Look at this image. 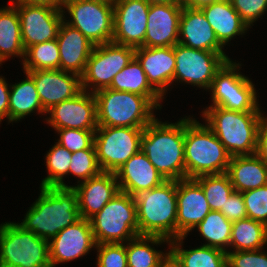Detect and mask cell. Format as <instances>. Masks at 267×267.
Wrapping results in <instances>:
<instances>
[{
	"label": "cell",
	"mask_w": 267,
	"mask_h": 267,
	"mask_svg": "<svg viewBox=\"0 0 267 267\" xmlns=\"http://www.w3.org/2000/svg\"><path fill=\"white\" fill-rule=\"evenodd\" d=\"M71 158L69 174L81 179L78 180V184L96 177L102 172L97 162L95 145L90 149L73 152Z\"/></svg>",
	"instance_id": "cell-38"
},
{
	"label": "cell",
	"mask_w": 267,
	"mask_h": 267,
	"mask_svg": "<svg viewBox=\"0 0 267 267\" xmlns=\"http://www.w3.org/2000/svg\"><path fill=\"white\" fill-rule=\"evenodd\" d=\"M267 245V226L250 218L232 223L229 247L233 251L264 249Z\"/></svg>",
	"instance_id": "cell-33"
},
{
	"label": "cell",
	"mask_w": 267,
	"mask_h": 267,
	"mask_svg": "<svg viewBox=\"0 0 267 267\" xmlns=\"http://www.w3.org/2000/svg\"><path fill=\"white\" fill-rule=\"evenodd\" d=\"M134 57L135 48L131 46L114 42L95 45L81 76L82 90L95 93L109 88L114 76Z\"/></svg>",
	"instance_id": "cell-10"
},
{
	"label": "cell",
	"mask_w": 267,
	"mask_h": 267,
	"mask_svg": "<svg viewBox=\"0 0 267 267\" xmlns=\"http://www.w3.org/2000/svg\"><path fill=\"white\" fill-rule=\"evenodd\" d=\"M210 211L202 187L194 179L177 180V238L187 237Z\"/></svg>",
	"instance_id": "cell-19"
},
{
	"label": "cell",
	"mask_w": 267,
	"mask_h": 267,
	"mask_svg": "<svg viewBox=\"0 0 267 267\" xmlns=\"http://www.w3.org/2000/svg\"><path fill=\"white\" fill-rule=\"evenodd\" d=\"M140 236L177 238V180H166L150 190L133 195Z\"/></svg>",
	"instance_id": "cell-3"
},
{
	"label": "cell",
	"mask_w": 267,
	"mask_h": 267,
	"mask_svg": "<svg viewBox=\"0 0 267 267\" xmlns=\"http://www.w3.org/2000/svg\"><path fill=\"white\" fill-rule=\"evenodd\" d=\"M256 154L267 163V118L263 114H261L257 130Z\"/></svg>",
	"instance_id": "cell-45"
},
{
	"label": "cell",
	"mask_w": 267,
	"mask_h": 267,
	"mask_svg": "<svg viewBox=\"0 0 267 267\" xmlns=\"http://www.w3.org/2000/svg\"><path fill=\"white\" fill-rule=\"evenodd\" d=\"M185 236H180L168 244L170 257L179 267H227L226 252L215 247L200 246L183 249Z\"/></svg>",
	"instance_id": "cell-28"
},
{
	"label": "cell",
	"mask_w": 267,
	"mask_h": 267,
	"mask_svg": "<svg viewBox=\"0 0 267 267\" xmlns=\"http://www.w3.org/2000/svg\"><path fill=\"white\" fill-rule=\"evenodd\" d=\"M65 9L70 15V21L64 22L81 31L94 45L112 42L114 8L113 2L99 0H76L67 4Z\"/></svg>",
	"instance_id": "cell-12"
},
{
	"label": "cell",
	"mask_w": 267,
	"mask_h": 267,
	"mask_svg": "<svg viewBox=\"0 0 267 267\" xmlns=\"http://www.w3.org/2000/svg\"><path fill=\"white\" fill-rule=\"evenodd\" d=\"M72 188L77 193L80 217L87 220L120 192L115 173L109 172H101Z\"/></svg>",
	"instance_id": "cell-22"
},
{
	"label": "cell",
	"mask_w": 267,
	"mask_h": 267,
	"mask_svg": "<svg viewBox=\"0 0 267 267\" xmlns=\"http://www.w3.org/2000/svg\"><path fill=\"white\" fill-rule=\"evenodd\" d=\"M194 180L202 187L212 211H220L235 191L227 173L203 175Z\"/></svg>",
	"instance_id": "cell-37"
},
{
	"label": "cell",
	"mask_w": 267,
	"mask_h": 267,
	"mask_svg": "<svg viewBox=\"0 0 267 267\" xmlns=\"http://www.w3.org/2000/svg\"><path fill=\"white\" fill-rule=\"evenodd\" d=\"M135 58L144 70L148 82L163 97L173 84L175 54L173 47H137Z\"/></svg>",
	"instance_id": "cell-21"
},
{
	"label": "cell",
	"mask_w": 267,
	"mask_h": 267,
	"mask_svg": "<svg viewBox=\"0 0 267 267\" xmlns=\"http://www.w3.org/2000/svg\"><path fill=\"white\" fill-rule=\"evenodd\" d=\"M0 267H51L49 241L17 223L1 224Z\"/></svg>",
	"instance_id": "cell-8"
},
{
	"label": "cell",
	"mask_w": 267,
	"mask_h": 267,
	"mask_svg": "<svg viewBox=\"0 0 267 267\" xmlns=\"http://www.w3.org/2000/svg\"><path fill=\"white\" fill-rule=\"evenodd\" d=\"M150 5L167 4L178 2V0H145Z\"/></svg>",
	"instance_id": "cell-50"
},
{
	"label": "cell",
	"mask_w": 267,
	"mask_h": 267,
	"mask_svg": "<svg viewBox=\"0 0 267 267\" xmlns=\"http://www.w3.org/2000/svg\"><path fill=\"white\" fill-rule=\"evenodd\" d=\"M182 8L179 2L150 5L144 47H173L178 43Z\"/></svg>",
	"instance_id": "cell-20"
},
{
	"label": "cell",
	"mask_w": 267,
	"mask_h": 267,
	"mask_svg": "<svg viewBox=\"0 0 267 267\" xmlns=\"http://www.w3.org/2000/svg\"><path fill=\"white\" fill-rule=\"evenodd\" d=\"M178 43L189 48L225 53L224 47L217 40L212 26L200 9L182 8Z\"/></svg>",
	"instance_id": "cell-23"
},
{
	"label": "cell",
	"mask_w": 267,
	"mask_h": 267,
	"mask_svg": "<svg viewBox=\"0 0 267 267\" xmlns=\"http://www.w3.org/2000/svg\"><path fill=\"white\" fill-rule=\"evenodd\" d=\"M97 267H127L125 243L97 244Z\"/></svg>",
	"instance_id": "cell-41"
},
{
	"label": "cell",
	"mask_w": 267,
	"mask_h": 267,
	"mask_svg": "<svg viewBox=\"0 0 267 267\" xmlns=\"http://www.w3.org/2000/svg\"><path fill=\"white\" fill-rule=\"evenodd\" d=\"M196 227L201 237L207 241L204 246L227 252L231 241L232 222L223 213L211 210Z\"/></svg>",
	"instance_id": "cell-34"
},
{
	"label": "cell",
	"mask_w": 267,
	"mask_h": 267,
	"mask_svg": "<svg viewBox=\"0 0 267 267\" xmlns=\"http://www.w3.org/2000/svg\"><path fill=\"white\" fill-rule=\"evenodd\" d=\"M221 0H178V2L186 8L200 9L206 5H210Z\"/></svg>",
	"instance_id": "cell-47"
},
{
	"label": "cell",
	"mask_w": 267,
	"mask_h": 267,
	"mask_svg": "<svg viewBox=\"0 0 267 267\" xmlns=\"http://www.w3.org/2000/svg\"><path fill=\"white\" fill-rule=\"evenodd\" d=\"M119 190L133 196L141 190H150L163 184L166 179L140 150L115 172Z\"/></svg>",
	"instance_id": "cell-25"
},
{
	"label": "cell",
	"mask_w": 267,
	"mask_h": 267,
	"mask_svg": "<svg viewBox=\"0 0 267 267\" xmlns=\"http://www.w3.org/2000/svg\"><path fill=\"white\" fill-rule=\"evenodd\" d=\"M46 114V122L54 130L62 128L96 131L97 103L94 93L82 90L74 98L54 105Z\"/></svg>",
	"instance_id": "cell-16"
},
{
	"label": "cell",
	"mask_w": 267,
	"mask_h": 267,
	"mask_svg": "<svg viewBox=\"0 0 267 267\" xmlns=\"http://www.w3.org/2000/svg\"><path fill=\"white\" fill-rule=\"evenodd\" d=\"M99 1H103V2H114V0H99Z\"/></svg>",
	"instance_id": "cell-52"
},
{
	"label": "cell",
	"mask_w": 267,
	"mask_h": 267,
	"mask_svg": "<svg viewBox=\"0 0 267 267\" xmlns=\"http://www.w3.org/2000/svg\"><path fill=\"white\" fill-rule=\"evenodd\" d=\"M201 113L206 125L231 156L256 153L257 130L262 112H239L209 106Z\"/></svg>",
	"instance_id": "cell-5"
},
{
	"label": "cell",
	"mask_w": 267,
	"mask_h": 267,
	"mask_svg": "<svg viewBox=\"0 0 267 267\" xmlns=\"http://www.w3.org/2000/svg\"><path fill=\"white\" fill-rule=\"evenodd\" d=\"M34 80L43 109L47 112L54 105L74 98L82 91L81 77L57 70L25 71Z\"/></svg>",
	"instance_id": "cell-18"
},
{
	"label": "cell",
	"mask_w": 267,
	"mask_h": 267,
	"mask_svg": "<svg viewBox=\"0 0 267 267\" xmlns=\"http://www.w3.org/2000/svg\"><path fill=\"white\" fill-rule=\"evenodd\" d=\"M54 146L46 154V168L48 175L40 184V187H64L72 188L64 183L63 177L69 175V166L72 153L55 142Z\"/></svg>",
	"instance_id": "cell-36"
},
{
	"label": "cell",
	"mask_w": 267,
	"mask_h": 267,
	"mask_svg": "<svg viewBox=\"0 0 267 267\" xmlns=\"http://www.w3.org/2000/svg\"><path fill=\"white\" fill-rule=\"evenodd\" d=\"M170 243L159 236H137L126 244L127 267H161L170 257L169 251L164 253L156 250L154 245ZM151 245H150V244Z\"/></svg>",
	"instance_id": "cell-32"
},
{
	"label": "cell",
	"mask_w": 267,
	"mask_h": 267,
	"mask_svg": "<svg viewBox=\"0 0 267 267\" xmlns=\"http://www.w3.org/2000/svg\"><path fill=\"white\" fill-rule=\"evenodd\" d=\"M13 5H27V4H48L50 0H10Z\"/></svg>",
	"instance_id": "cell-48"
},
{
	"label": "cell",
	"mask_w": 267,
	"mask_h": 267,
	"mask_svg": "<svg viewBox=\"0 0 267 267\" xmlns=\"http://www.w3.org/2000/svg\"><path fill=\"white\" fill-rule=\"evenodd\" d=\"M60 135L58 144L71 153L90 149L94 145L95 131L62 128L55 130Z\"/></svg>",
	"instance_id": "cell-40"
},
{
	"label": "cell",
	"mask_w": 267,
	"mask_h": 267,
	"mask_svg": "<svg viewBox=\"0 0 267 267\" xmlns=\"http://www.w3.org/2000/svg\"><path fill=\"white\" fill-rule=\"evenodd\" d=\"M98 127L145 128L158 109L147 97L105 88L94 93Z\"/></svg>",
	"instance_id": "cell-6"
},
{
	"label": "cell",
	"mask_w": 267,
	"mask_h": 267,
	"mask_svg": "<svg viewBox=\"0 0 267 267\" xmlns=\"http://www.w3.org/2000/svg\"><path fill=\"white\" fill-rule=\"evenodd\" d=\"M10 85L4 77L0 76V123L4 118H7L9 123V93Z\"/></svg>",
	"instance_id": "cell-46"
},
{
	"label": "cell",
	"mask_w": 267,
	"mask_h": 267,
	"mask_svg": "<svg viewBox=\"0 0 267 267\" xmlns=\"http://www.w3.org/2000/svg\"><path fill=\"white\" fill-rule=\"evenodd\" d=\"M161 267H179L175 261L169 257L162 265Z\"/></svg>",
	"instance_id": "cell-51"
},
{
	"label": "cell",
	"mask_w": 267,
	"mask_h": 267,
	"mask_svg": "<svg viewBox=\"0 0 267 267\" xmlns=\"http://www.w3.org/2000/svg\"><path fill=\"white\" fill-rule=\"evenodd\" d=\"M89 221L97 244L126 243L139 236L134 198L121 191Z\"/></svg>",
	"instance_id": "cell-7"
},
{
	"label": "cell",
	"mask_w": 267,
	"mask_h": 267,
	"mask_svg": "<svg viewBox=\"0 0 267 267\" xmlns=\"http://www.w3.org/2000/svg\"><path fill=\"white\" fill-rule=\"evenodd\" d=\"M227 267H267V252L262 249L227 251Z\"/></svg>",
	"instance_id": "cell-42"
},
{
	"label": "cell",
	"mask_w": 267,
	"mask_h": 267,
	"mask_svg": "<svg viewBox=\"0 0 267 267\" xmlns=\"http://www.w3.org/2000/svg\"><path fill=\"white\" fill-rule=\"evenodd\" d=\"M185 117L176 123L155 118L143 131L140 150L166 180L185 179Z\"/></svg>",
	"instance_id": "cell-2"
},
{
	"label": "cell",
	"mask_w": 267,
	"mask_h": 267,
	"mask_svg": "<svg viewBox=\"0 0 267 267\" xmlns=\"http://www.w3.org/2000/svg\"><path fill=\"white\" fill-rule=\"evenodd\" d=\"M27 76L25 80L10 85L9 93V123L20 121L31 113H47L42 106L33 78Z\"/></svg>",
	"instance_id": "cell-30"
},
{
	"label": "cell",
	"mask_w": 267,
	"mask_h": 267,
	"mask_svg": "<svg viewBox=\"0 0 267 267\" xmlns=\"http://www.w3.org/2000/svg\"><path fill=\"white\" fill-rule=\"evenodd\" d=\"M220 212L232 223L247 218V211L242 193L234 191L226 201L224 207L221 208Z\"/></svg>",
	"instance_id": "cell-44"
},
{
	"label": "cell",
	"mask_w": 267,
	"mask_h": 267,
	"mask_svg": "<svg viewBox=\"0 0 267 267\" xmlns=\"http://www.w3.org/2000/svg\"><path fill=\"white\" fill-rule=\"evenodd\" d=\"M75 1L76 0H50V5L62 10L67 4Z\"/></svg>",
	"instance_id": "cell-49"
},
{
	"label": "cell",
	"mask_w": 267,
	"mask_h": 267,
	"mask_svg": "<svg viewBox=\"0 0 267 267\" xmlns=\"http://www.w3.org/2000/svg\"><path fill=\"white\" fill-rule=\"evenodd\" d=\"M12 56L24 59L25 48L17 8L10 3L0 7V64Z\"/></svg>",
	"instance_id": "cell-31"
},
{
	"label": "cell",
	"mask_w": 267,
	"mask_h": 267,
	"mask_svg": "<svg viewBox=\"0 0 267 267\" xmlns=\"http://www.w3.org/2000/svg\"><path fill=\"white\" fill-rule=\"evenodd\" d=\"M40 195L21 223L24 230L50 241L61 230L81 219L73 188L40 187Z\"/></svg>",
	"instance_id": "cell-1"
},
{
	"label": "cell",
	"mask_w": 267,
	"mask_h": 267,
	"mask_svg": "<svg viewBox=\"0 0 267 267\" xmlns=\"http://www.w3.org/2000/svg\"><path fill=\"white\" fill-rule=\"evenodd\" d=\"M143 131L132 127H97L94 145L101 171L115 173L139 152Z\"/></svg>",
	"instance_id": "cell-11"
},
{
	"label": "cell",
	"mask_w": 267,
	"mask_h": 267,
	"mask_svg": "<svg viewBox=\"0 0 267 267\" xmlns=\"http://www.w3.org/2000/svg\"><path fill=\"white\" fill-rule=\"evenodd\" d=\"M22 64L24 71L59 69L60 55L57 40L53 39L28 47Z\"/></svg>",
	"instance_id": "cell-35"
},
{
	"label": "cell",
	"mask_w": 267,
	"mask_h": 267,
	"mask_svg": "<svg viewBox=\"0 0 267 267\" xmlns=\"http://www.w3.org/2000/svg\"><path fill=\"white\" fill-rule=\"evenodd\" d=\"M185 178L226 173L231 155L213 131L192 117H185Z\"/></svg>",
	"instance_id": "cell-4"
},
{
	"label": "cell",
	"mask_w": 267,
	"mask_h": 267,
	"mask_svg": "<svg viewBox=\"0 0 267 267\" xmlns=\"http://www.w3.org/2000/svg\"><path fill=\"white\" fill-rule=\"evenodd\" d=\"M149 7L145 0H114L112 42L134 48L144 47Z\"/></svg>",
	"instance_id": "cell-15"
},
{
	"label": "cell",
	"mask_w": 267,
	"mask_h": 267,
	"mask_svg": "<svg viewBox=\"0 0 267 267\" xmlns=\"http://www.w3.org/2000/svg\"><path fill=\"white\" fill-rule=\"evenodd\" d=\"M116 91H126L147 97L158 109H161L162 97L148 82L139 61L134 57L130 63L119 71L109 87Z\"/></svg>",
	"instance_id": "cell-29"
},
{
	"label": "cell",
	"mask_w": 267,
	"mask_h": 267,
	"mask_svg": "<svg viewBox=\"0 0 267 267\" xmlns=\"http://www.w3.org/2000/svg\"><path fill=\"white\" fill-rule=\"evenodd\" d=\"M174 54L173 83L184 82L205 90L210 89L216 72L231 60L225 53L189 48L179 43L174 45Z\"/></svg>",
	"instance_id": "cell-13"
},
{
	"label": "cell",
	"mask_w": 267,
	"mask_h": 267,
	"mask_svg": "<svg viewBox=\"0 0 267 267\" xmlns=\"http://www.w3.org/2000/svg\"><path fill=\"white\" fill-rule=\"evenodd\" d=\"M96 245L90 221L81 218L49 241L51 267L83 257Z\"/></svg>",
	"instance_id": "cell-17"
},
{
	"label": "cell",
	"mask_w": 267,
	"mask_h": 267,
	"mask_svg": "<svg viewBox=\"0 0 267 267\" xmlns=\"http://www.w3.org/2000/svg\"><path fill=\"white\" fill-rule=\"evenodd\" d=\"M247 217L267 226V185L242 192Z\"/></svg>",
	"instance_id": "cell-39"
},
{
	"label": "cell",
	"mask_w": 267,
	"mask_h": 267,
	"mask_svg": "<svg viewBox=\"0 0 267 267\" xmlns=\"http://www.w3.org/2000/svg\"><path fill=\"white\" fill-rule=\"evenodd\" d=\"M200 10L212 26L219 43L224 47L236 35H243L249 29L233 8L231 1H219L206 5Z\"/></svg>",
	"instance_id": "cell-27"
},
{
	"label": "cell",
	"mask_w": 267,
	"mask_h": 267,
	"mask_svg": "<svg viewBox=\"0 0 267 267\" xmlns=\"http://www.w3.org/2000/svg\"><path fill=\"white\" fill-rule=\"evenodd\" d=\"M20 19L25 50L37 43L56 39L64 20L62 10L48 4L14 5Z\"/></svg>",
	"instance_id": "cell-14"
},
{
	"label": "cell",
	"mask_w": 267,
	"mask_h": 267,
	"mask_svg": "<svg viewBox=\"0 0 267 267\" xmlns=\"http://www.w3.org/2000/svg\"><path fill=\"white\" fill-rule=\"evenodd\" d=\"M240 66V63L228 60L216 72L209 89L213 102L210 106L239 112H262L255 85L239 72Z\"/></svg>",
	"instance_id": "cell-9"
},
{
	"label": "cell",
	"mask_w": 267,
	"mask_h": 267,
	"mask_svg": "<svg viewBox=\"0 0 267 267\" xmlns=\"http://www.w3.org/2000/svg\"><path fill=\"white\" fill-rule=\"evenodd\" d=\"M231 3L249 28L267 11V0H232Z\"/></svg>",
	"instance_id": "cell-43"
},
{
	"label": "cell",
	"mask_w": 267,
	"mask_h": 267,
	"mask_svg": "<svg viewBox=\"0 0 267 267\" xmlns=\"http://www.w3.org/2000/svg\"><path fill=\"white\" fill-rule=\"evenodd\" d=\"M226 173L237 192L242 193L267 185V163L256 153L231 156Z\"/></svg>",
	"instance_id": "cell-26"
},
{
	"label": "cell",
	"mask_w": 267,
	"mask_h": 267,
	"mask_svg": "<svg viewBox=\"0 0 267 267\" xmlns=\"http://www.w3.org/2000/svg\"><path fill=\"white\" fill-rule=\"evenodd\" d=\"M59 46V69L83 75L94 44L85 35L69 24L62 22L56 38Z\"/></svg>",
	"instance_id": "cell-24"
}]
</instances>
